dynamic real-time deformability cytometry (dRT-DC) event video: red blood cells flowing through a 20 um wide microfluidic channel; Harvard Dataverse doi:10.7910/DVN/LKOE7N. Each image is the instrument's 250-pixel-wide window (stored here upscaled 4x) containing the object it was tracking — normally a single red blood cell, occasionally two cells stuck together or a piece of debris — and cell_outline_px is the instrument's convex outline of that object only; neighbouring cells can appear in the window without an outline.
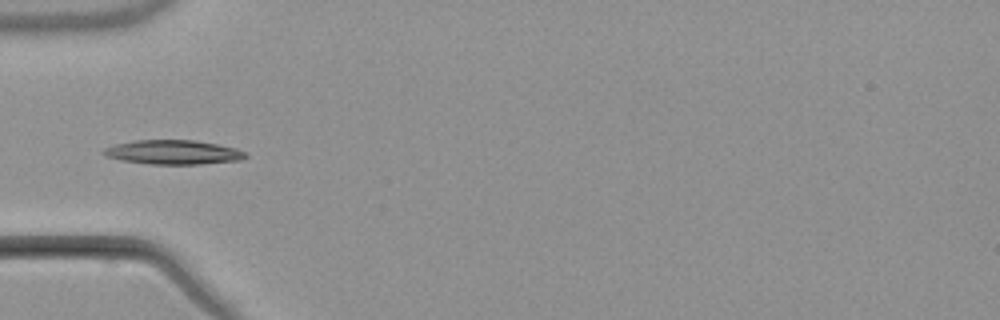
{"species": "common noctule bat (a hibernating species)", "species_latin": "Nyctalus noctula", "temperature_condition": "warm", "stored_images_in_passage": 7, "camera_frame_rate_fps": 3000, "um_per_image_px": 0.085, "animal": {"sex": "male", "body_mass_g": 21.5, "forearm_length_mm": 52.0}, "frame": {"image": 1, "passage_image": 4, "time_ms": 4.667, "image_size_px": [1000, 320], "cell_outline_px": [[248, 156], [240, 160], [200, 164], [148, 164], [120, 160], [104, 156], [100, 152], [104, 148], [116, 144], [136, 140], [192, 140], [216, 144], [236, 148], [248, 152]], "centroid_in_image_um": [14.71, 12.94], "position_along_channel_um": 70.3, "area_um2": 20.17}}
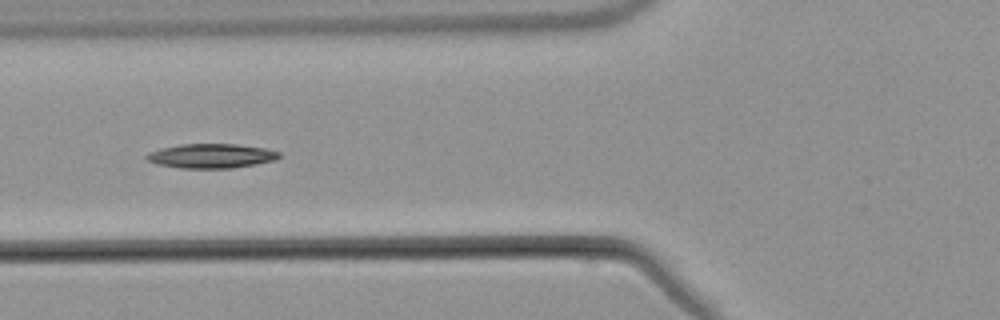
{"frame": {"image": 2, "passage_image": 5, "time_ms": 5.667, "image_size_px": [1000, 320], "cell_outline_px": [[280, 156], [276, 160], [256, 164], [232, 168], [180, 168], [156, 164], [148, 160], [144, 156], [148, 152], [160, 148], [180, 144], [236, 144], [264, 148], [280, 152]], "centroid_in_image_um": [17.93, 13.25], "position_along_channel_um": 107.9, "area_um2": 18.9}}
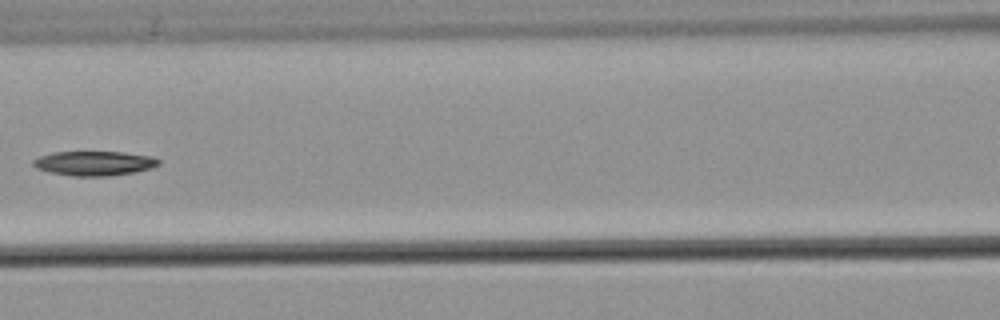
{"frame": {"image": 3, "passage_image": 6, "time_ms": 7.0, "image_size_px": [1000, 320], "cell_outline_px": [[160, 164], [152, 168], [136, 172], [108, 176], [72, 176], [48, 172], [36, 168], [32, 164], [32, 160], [40, 156], [56, 152], [124, 152], [152, 156], [160, 160]], "centroid_in_image_um": [8.03, 13.88], "position_along_channel_um": 158.6, "area_um2": 18.03}}